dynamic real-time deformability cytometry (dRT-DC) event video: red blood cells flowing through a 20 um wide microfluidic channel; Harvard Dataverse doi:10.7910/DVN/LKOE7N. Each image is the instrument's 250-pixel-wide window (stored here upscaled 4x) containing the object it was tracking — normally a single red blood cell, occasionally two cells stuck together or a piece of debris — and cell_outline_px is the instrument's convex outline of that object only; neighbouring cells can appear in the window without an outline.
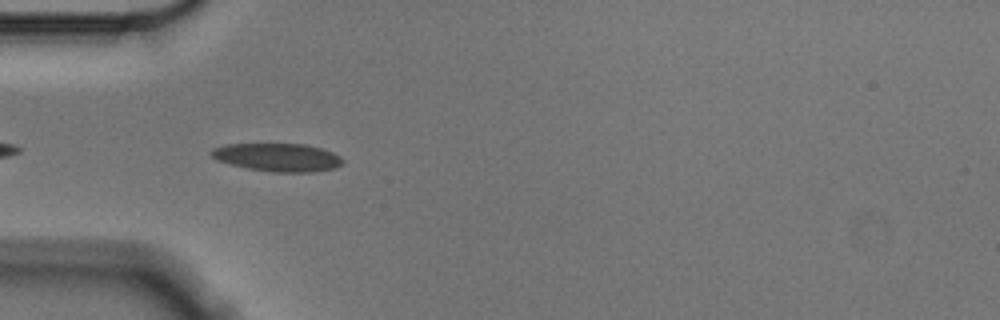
{"species": "Egyptian fruit bat (a non-hibernating species)", "species_latin": "Rousettus aegyptiacus", "temperature_condition": "cold", "stored_images_in_passage": 42, "camera_frame_rate_fps": 3000, "um_per_image_px": 0.085, "animal": {"sex": "male"}, "frame": {"image": 1, "passage_image": 3, "time_ms": 0.667, "image_size_px": [1000, 320], "cell_outline_px": [[344, 160], [340, 164], [332, 168], [312, 172], [272, 172], [248, 168], [216, 160], [208, 152], [212, 148], [224, 144], [304, 144], [320, 148], [332, 152], [340, 156]], "centroid_in_image_um": [23.55, 13.36], "position_along_channel_um": 61.4, "area_um2": 21.39}}
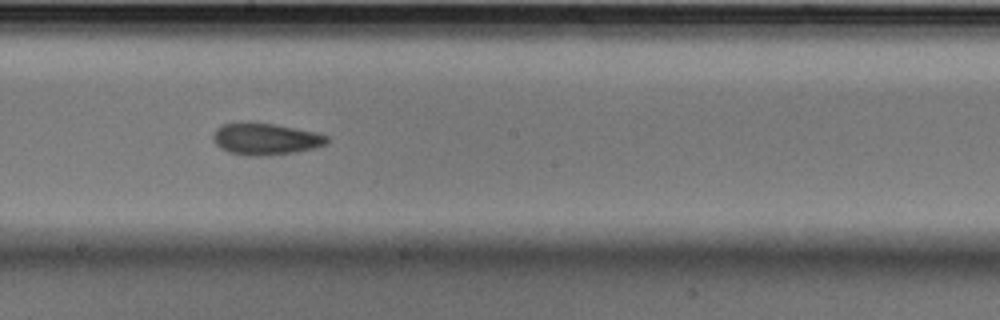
{"frame": {"image": 2, "passage_image": 17, "time_ms": 5.333, "image_size_px": [1000, 320], "cell_outline_px": [[328, 140], [324, 144], [316, 148], [296, 152], [260, 156], [244, 156], [228, 152], [220, 148], [216, 144], [212, 136], [216, 128], [220, 124], [272, 124], [312, 132], [328, 136]], "centroid_in_image_um": [22.53, 11.85], "position_along_channel_um": 225.7, "area_um2": 20.52}}
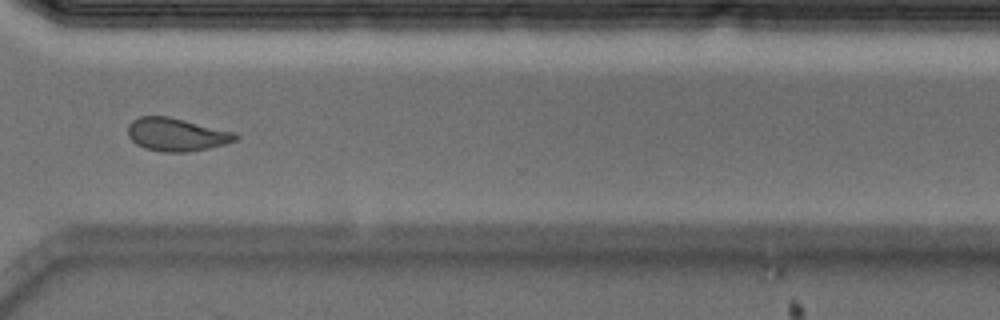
{"frame": {"image": 3, "passage_image": 28, "time_ms": 9.0, "image_size_px": [1000, 320], "cell_outline_px": [[240, 136], [236, 140], [224, 144], [208, 148], [188, 152], [164, 152], [144, 148], [136, 144], [128, 136], [128, 124], [132, 120], [140, 116], [168, 116], [236, 132]], "centroid_in_image_um": [15.0, 11.43], "position_along_channel_um": 355.6, "area_um2": 20.81}, "authors_computed_cell_mechanics": {"area_um2": 20.7791, "velocity_mm_per_s": 3.5499, "shape_relaxation_time_tau1_ms": 7.6269, "shape_relaxation_time_tau2_ms": 2.6495, "deformation_change_tau1": 0.1548, "deformation_change_tau2": 0.0846}}